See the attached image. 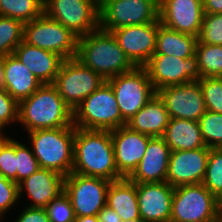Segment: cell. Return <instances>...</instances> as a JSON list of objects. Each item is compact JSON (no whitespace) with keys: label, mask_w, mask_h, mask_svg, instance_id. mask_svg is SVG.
<instances>
[{"label":"cell","mask_w":222,"mask_h":222,"mask_svg":"<svg viewBox=\"0 0 222 222\" xmlns=\"http://www.w3.org/2000/svg\"><path fill=\"white\" fill-rule=\"evenodd\" d=\"M18 122L28 132L73 126V111L53 84H42L31 96L21 100Z\"/></svg>","instance_id":"2"},{"label":"cell","mask_w":222,"mask_h":222,"mask_svg":"<svg viewBox=\"0 0 222 222\" xmlns=\"http://www.w3.org/2000/svg\"><path fill=\"white\" fill-rule=\"evenodd\" d=\"M198 82L206 110L222 114V77H203Z\"/></svg>","instance_id":"34"},{"label":"cell","mask_w":222,"mask_h":222,"mask_svg":"<svg viewBox=\"0 0 222 222\" xmlns=\"http://www.w3.org/2000/svg\"><path fill=\"white\" fill-rule=\"evenodd\" d=\"M204 14L222 13V0H203Z\"/></svg>","instance_id":"42"},{"label":"cell","mask_w":222,"mask_h":222,"mask_svg":"<svg viewBox=\"0 0 222 222\" xmlns=\"http://www.w3.org/2000/svg\"><path fill=\"white\" fill-rule=\"evenodd\" d=\"M163 100L155 93L151 99L127 121V126L150 137H162L169 122Z\"/></svg>","instance_id":"23"},{"label":"cell","mask_w":222,"mask_h":222,"mask_svg":"<svg viewBox=\"0 0 222 222\" xmlns=\"http://www.w3.org/2000/svg\"><path fill=\"white\" fill-rule=\"evenodd\" d=\"M112 87L122 118L127 122L156 93L144 67L106 80Z\"/></svg>","instance_id":"11"},{"label":"cell","mask_w":222,"mask_h":222,"mask_svg":"<svg viewBox=\"0 0 222 222\" xmlns=\"http://www.w3.org/2000/svg\"><path fill=\"white\" fill-rule=\"evenodd\" d=\"M94 1H96L100 5L104 0H94Z\"/></svg>","instance_id":"47"},{"label":"cell","mask_w":222,"mask_h":222,"mask_svg":"<svg viewBox=\"0 0 222 222\" xmlns=\"http://www.w3.org/2000/svg\"><path fill=\"white\" fill-rule=\"evenodd\" d=\"M162 138L171 151L206 147L199 123L193 120L170 118Z\"/></svg>","instance_id":"26"},{"label":"cell","mask_w":222,"mask_h":222,"mask_svg":"<svg viewBox=\"0 0 222 222\" xmlns=\"http://www.w3.org/2000/svg\"><path fill=\"white\" fill-rule=\"evenodd\" d=\"M202 183L217 199L222 196V148H210Z\"/></svg>","instance_id":"32"},{"label":"cell","mask_w":222,"mask_h":222,"mask_svg":"<svg viewBox=\"0 0 222 222\" xmlns=\"http://www.w3.org/2000/svg\"><path fill=\"white\" fill-rule=\"evenodd\" d=\"M198 37L159 24L154 54L174 55L182 59L195 55Z\"/></svg>","instance_id":"27"},{"label":"cell","mask_w":222,"mask_h":222,"mask_svg":"<svg viewBox=\"0 0 222 222\" xmlns=\"http://www.w3.org/2000/svg\"><path fill=\"white\" fill-rule=\"evenodd\" d=\"M64 179L55 171L40 168L18 184L19 199L27 194L32 201L27 207L45 208L64 191Z\"/></svg>","instance_id":"20"},{"label":"cell","mask_w":222,"mask_h":222,"mask_svg":"<svg viewBox=\"0 0 222 222\" xmlns=\"http://www.w3.org/2000/svg\"><path fill=\"white\" fill-rule=\"evenodd\" d=\"M4 78H5L4 56H0V88L4 87Z\"/></svg>","instance_id":"43"},{"label":"cell","mask_w":222,"mask_h":222,"mask_svg":"<svg viewBox=\"0 0 222 222\" xmlns=\"http://www.w3.org/2000/svg\"><path fill=\"white\" fill-rule=\"evenodd\" d=\"M19 200L18 184L0 176V220Z\"/></svg>","instance_id":"39"},{"label":"cell","mask_w":222,"mask_h":222,"mask_svg":"<svg viewBox=\"0 0 222 222\" xmlns=\"http://www.w3.org/2000/svg\"><path fill=\"white\" fill-rule=\"evenodd\" d=\"M4 89L19 103L31 96L42 83L14 54L4 56Z\"/></svg>","instance_id":"24"},{"label":"cell","mask_w":222,"mask_h":222,"mask_svg":"<svg viewBox=\"0 0 222 222\" xmlns=\"http://www.w3.org/2000/svg\"><path fill=\"white\" fill-rule=\"evenodd\" d=\"M78 36L45 13L24 23L23 41L60 55L64 60L76 58Z\"/></svg>","instance_id":"7"},{"label":"cell","mask_w":222,"mask_h":222,"mask_svg":"<svg viewBox=\"0 0 222 222\" xmlns=\"http://www.w3.org/2000/svg\"><path fill=\"white\" fill-rule=\"evenodd\" d=\"M75 222H99L97 216H83L75 219Z\"/></svg>","instance_id":"44"},{"label":"cell","mask_w":222,"mask_h":222,"mask_svg":"<svg viewBox=\"0 0 222 222\" xmlns=\"http://www.w3.org/2000/svg\"><path fill=\"white\" fill-rule=\"evenodd\" d=\"M174 189L166 181L136 184L140 218L147 222H170Z\"/></svg>","instance_id":"19"},{"label":"cell","mask_w":222,"mask_h":222,"mask_svg":"<svg viewBox=\"0 0 222 222\" xmlns=\"http://www.w3.org/2000/svg\"><path fill=\"white\" fill-rule=\"evenodd\" d=\"M0 176L17 184L15 139L4 134L0 137Z\"/></svg>","instance_id":"33"},{"label":"cell","mask_w":222,"mask_h":222,"mask_svg":"<svg viewBox=\"0 0 222 222\" xmlns=\"http://www.w3.org/2000/svg\"><path fill=\"white\" fill-rule=\"evenodd\" d=\"M97 217L99 222H122L120 216L107 205L99 211Z\"/></svg>","instance_id":"41"},{"label":"cell","mask_w":222,"mask_h":222,"mask_svg":"<svg viewBox=\"0 0 222 222\" xmlns=\"http://www.w3.org/2000/svg\"><path fill=\"white\" fill-rule=\"evenodd\" d=\"M48 218L51 222H75L76 215L69 197L63 191L54 198L46 207Z\"/></svg>","instance_id":"36"},{"label":"cell","mask_w":222,"mask_h":222,"mask_svg":"<svg viewBox=\"0 0 222 222\" xmlns=\"http://www.w3.org/2000/svg\"><path fill=\"white\" fill-rule=\"evenodd\" d=\"M160 20L143 25H131L113 30L120 47L136 67H143L156 49Z\"/></svg>","instance_id":"15"},{"label":"cell","mask_w":222,"mask_h":222,"mask_svg":"<svg viewBox=\"0 0 222 222\" xmlns=\"http://www.w3.org/2000/svg\"><path fill=\"white\" fill-rule=\"evenodd\" d=\"M163 100L170 118L197 121L206 112L198 81L171 85L156 92Z\"/></svg>","instance_id":"14"},{"label":"cell","mask_w":222,"mask_h":222,"mask_svg":"<svg viewBox=\"0 0 222 222\" xmlns=\"http://www.w3.org/2000/svg\"><path fill=\"white\" fill-rule=\"evenodd\" d=\"M198 123L205 145L208 148H222V114L206 110Z\"/></svg>","instance_id":"31"},{"label":"cell","mask_w":222,"mask_h":222,"mask_svg":"<svg viewBox=\"0 0 222 222\" xmlns=\"http://www.w3.org/2000/svg\"><path fill=\"white\" fill-rule=\"evenodd\" d=\"M217 222H222V196L218 198Z\"/></svg>","instance_id":"45"},{"label":"cell","mask_w":222,"mask_h":222,"mask_svg":"<svg viewBox=\"0 0 222 222\" xmlns=\"http://www.w3.org/2000/svg\"><path fill=\"white\" fill-rule=\"evenodd\" d=\"M210 148L171 151L166 182L172 187L202 183Z\"/></svg>","instance_id":"17"},{"label":"cell","mask_w":222,"mask_h":222,"mask_svg":"<svg viewBox=\"0 0 222 222\" xmlns=\"http://www.w3.org/2000/svg\"><path fill=\"white\" fill-rule=\"evenodd\" d=\"M198 40L201 43L222 45V13L204 14Z\"/></svg>","instance_id":"37"},{"label":"cell","mask_w":222,"mask_h":222,"mask_svg":"<svg viewBox=\"0 0 222 222\" xmlns=\"http://www.w3.org/2000/svg\"><path fill=\"white\" fill-rule=\"evenodd\" d=\"M203 17V0H159V20L170 29L199 37Z\"/></svg>","instance_id":"16"},{"label":"cell","mask_w":222,"mask_h":222,"mask_svg":"<svg viewBox=\"0 0 222 222\" xmlns=\"http://www.w3.org/2000/svg\"><path fill=\"white\" fill-rule=\"evenodd\" d=\"M106 205L111 207L121 220L139 219L136 183L125 177L111 181L107 191Z\"/></svg>","instance_id":"25"},{"label":"cell","mask_w":222,"mask_h":222,"mask_svg":"<svg viewBox=\"0 0 222 222\" xmlns=\"http://www.w3.org/2000/svg\"><path fill=\"white\" fill-rule=\"evenodd\" d=\"M24 23L18 19L0 16V56L13 54L23 41Z\"/></svg>","instance_id":"30"},{"label":"cell","mask_w":222,"mask_h":222,"mask_svg":"<svg viewBox=\"0 0 222 222\" xmlns=\"http://www.w3.org/2000/svg\"><path fill=\"white\" fill-rule=\"evenodd\" d=\"M13 54L42 84H53L63 58L57 53L41 49L22 41Z\"/></svg>","instance_id":"22"},{"label":"cell","mask_w":222,"mask_h":222,"mask_svg":"<svg viewBox=\"0 0 222 222\" xmlns=\"http://www.w3.org/2000/svg\"><path fill=\"white\" fill-rule=\"evenodd\" d=\"M16 168H17V184L31 176L40 169L32 149L26 144L15 139Z\"/></svg>","instance_id":"35"},{"label":"cell","mask_w":222,"mask_h":222,"mask_svg":"<svg viewBox=\"0 0 222 222\" xmlns=\"http://www.w3.org/2000/svg\"><path fill=\"white\" fill-rule=\"evenodd\" d=\"M111 181L71 172L64 179V192L69 197L76 218L97 216L106 205Z\"/></svg>","instance_id":"12"},{"label":"cell","mask_w":222,"mask_h":222,"mask_svg":"<svg viewBox=\"0 0 222 222\" xmlns=\"http://www.w3.org/2000/svg\"><path fill=\"white\" fill-rule=\"evenodd\" d=\"M14 222H51L45 208L25 207Z\"/></svg>","instance_id":"40"},{"label":"cell","mask_w":222,"mask_h":222,"mask_svg":"<svg viewBox=\"0 0 222 222\" xmlns=\"http://www.w3.org/2000/svg\"><path fill=\"white\" fill-rule=\"evenodd\" d=\"M157 20L159 0H104L100 4V28L108 32Z\"/></svg>","instance_id":"9"},{"label":"cell","mask_w":222,"mask_h":222,"mask_svg":"<svg viewBox=\"0 0 222 222\" xmlns=\"http://www.w3.org/2000/svg\"><path fill=\"white\" fill-rule=\"evenodd\" d=\"M195 55L201 78L222 77V45L201 43L198 40Z\"/></svg>","instance_id":"28"},{"label":"cell","mask_w":222,"mask_h":222,"mask_svg":"<svg viewBox=\"0 0 222 222\" xmlns=\"http://www.w3.org/2000/svg\"><path fill=\"white\" fill-rule=\"evenodd\" d=\"M143 67L156 92L171 85L198 81L201 78L196 55L182 59L174 55L153 54Z\"/></svg>","instance_id":"13"},{"label":"cell","mask_w":222,"mask_h":222,"mask_svg":"<svg viewBox=\"0 0 222 222\" xmlns=\"http://www.w3.org/2000/svg\"><path fill=\"white\" fill-rule=\"evenodd\" d=\"M44 13L78 37L100 28V5L94 0H44Z\"/></svg>","instance_id":"10"},{"label":"cell","mask_w":222,"mask_h":222,"mask_svg":"<svg viewBox=\"0 0 222 222\" xmlns=\"http://www.w3.org/2000/svg\"><path fill=\"white\" fill-rule=\"evenodd\" d=\"M44 13V0H0V16L30 22Z\"/></svg>","instance_id":"29"},{"label":"cell","mask_w":222,"mask_h":222,"mask_svg":"<svg viewBox=\"0 0 222 222\" xmlns=\"http://www.w3.org/2000/svg\"><path fill=\"white\" fill-rule=\"evenodd\" d=\"M106 80L77 58L63 60L53 82L65 103L72 109L97 90Z\"/></svg>","instance_id":"8"},{"label":"cell","mask_w":222,"mask_h":222,"mask_svg":"<svg viewBox=\"0 0 222 222\" xmlns=\"http://www.w3.org/2000/svg\"><path fill=\"white\" fill-rule=\"evenodd\" d=\"M76 127H60L28 132L32 152L40 168L55 171L64 177L72 172Z\"/></svg>","instance_id":"4"},{"label":"cell","mask_w":222,"mask_h":222,"mask_svg":"<svg viewBox=\"0 0 222 222\" xmlns=\"http://www.w3.org/2000/svg\"><path fill=\"white\" fill-rule=\"evenodd\" d=\"M170 154L171 149L162 137H152L142 160L128 178L136 184L166 181Z\"/></svg>","instance_id":"21"},{"label":"cell","mask_w":222,"mask_h":222,"mask_svg":"<svg viewBox=\"0 0 222 222\" xmlns=\"http://www.w3.org/2000/svg\"><path fill=\"white\" fill-rule=\"evenodd\" d=\"M77 128L112 131L127 122L122 118L111 85L105 81L73 111Z\"/></svg>","instance_id":"5"},{"label":"cell","mask_w":222,"mask_h":222,"mask_svg":"<svg viewBox=\"0 0 222 222\" xmlns=\"http://www.w3.org/2000/svg\"><path fill=\"white\" fill-rule=\"evenodd\" d=\"M122 222H147V221L143 220L142 218H139V219H133V220H130V221L122 220Z\"/></svg>","instance_id":"46"},{"label":"cell","mask_w":222,"mask_h":222,"mask_svg":"<svg viewBox=\"0 0 222 222\" xmlns=\"http://www.w3.org/2000/svg\"><path fill=\"white\" fill-rule=\"evenodd\" d=\"M18 108L19 103L4 88H0V133L2 135L4 127L18 123Z\"/></svg>","instance_id":"38"},{"label":"cell","mask_w":222,"mask_h":222,"mask_svg":"<svg viewBox=\"0 0 222 222\" xmlns=\"http://www.w3.org/2000/svg\"><path fill=\"white\" fill-rule=\"evenodd\" d=\"M76 58L105 80L136 67L126 56L113 33L101 28L78 38Z\"/></svg>","instance_id":"3"},{"label":"cell","mask_w":222,"mask_h":222,"mask_svg":"<svg viewBox=\"0 0 222 222\" xmlns=\"http://www.w3.org/2000/svg\"><path fill=\"white\" fill-rule=\"evenodd\" d=\"M218 199L203 183L175 187L170 222H217Z\"/></svg>","instance_id":"6"},{"label":"cell","mask_w":222,"mask_h":222,"mask_svg":"<svg viewBox=\"0 0 222 222\" xmlns=\"http://www.w3.org/2000/svg\"><path fill=\"white\" fill-rule=\"evenodd\" d=\"M72 172L109 181L123 178L115 164L111 131L76 127Z\"/></svg>","instance_id":"1"},{"label":"cell","mask_w":222,"mask_h":222,"mask_svg":"<svg viewBox=\"0 0 222 222\" xmlns=\"http://www.w3.org/2000/svg\"><path fill=\"white\" fill-rule=\"evenodd\" d=\"M152 137L131 130L127 125L111 131L118 173L128 178L137 168Z\"/></svg>","instance_id":"18"}]
</instances>
